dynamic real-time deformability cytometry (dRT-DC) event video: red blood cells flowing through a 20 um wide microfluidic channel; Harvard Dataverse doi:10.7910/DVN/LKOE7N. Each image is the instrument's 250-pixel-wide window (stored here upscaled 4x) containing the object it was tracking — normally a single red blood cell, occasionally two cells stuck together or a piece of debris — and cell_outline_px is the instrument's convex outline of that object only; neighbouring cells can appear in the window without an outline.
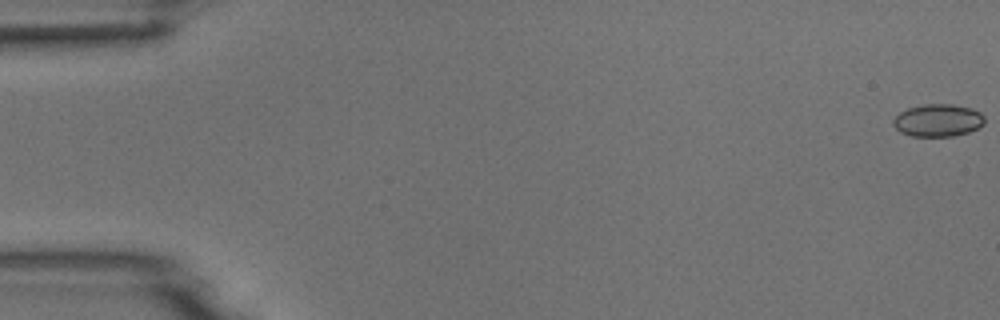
{"species": "common noctule bat (a hibernating species)", "species_latin": "Nyctalus noctula", "temperature_condition": "room temperature", "stored_images_in_passage": 6, "camera_frame_rate_fps": 3000, "um_per_image_px": 0.085, "animal": {"sex": "male", "body_mass_g": 18.8}, "frame": {"image": 1, "passage_image": 1, "time_ms": 0.0, "image_size_px": [1000, 320], "cell_outline_px": [[984, 124], [968, 132], [952, 136], [912, 136], [900, 132], [892, 124], [892, 120], [900, 112], [908, 108], [924, 104], [952, 104], [972, 108], [980, 112], [984, 116]], "centroid_in_image_um": [79.71, 10.22], "position_along_channel_um": 5.3, "area_um2": 17.28}}
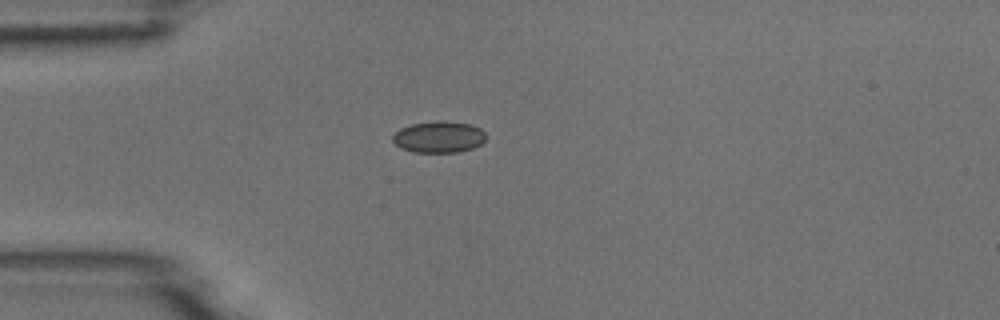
{"frame": {"image": 2, "passage_image": 5, "time_ms": 1.333, "image_size_px": [1000, 320], "cell_outline_px": [[484, 140], [480, 144], [472, 148], [460, 152], [412, 152], [400, 148], [392, 140], [392, 136], [400, 128], [412, 124], [436, 120], [468, 124], [480, 128], [484, 132]], "centroid_in_image_um": [37.26, 11.65], "position_along_channel_um": 47.7, "area_um2": 16.99}}